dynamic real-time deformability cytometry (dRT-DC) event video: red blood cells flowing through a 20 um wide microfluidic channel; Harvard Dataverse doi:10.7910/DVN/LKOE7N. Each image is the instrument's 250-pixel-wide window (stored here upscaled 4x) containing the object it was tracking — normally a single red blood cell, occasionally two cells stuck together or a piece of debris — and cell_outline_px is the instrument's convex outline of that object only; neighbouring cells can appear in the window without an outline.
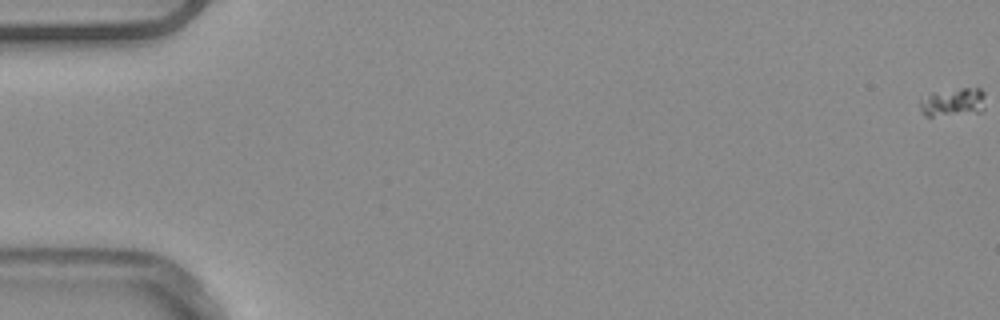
{"species": "common noctule bat (a hibernating species)", "species_latin": "Nyctalus noctula", "temperature_condition": "warm", "stored_images_in_passage": 14, "camera_frame_rate_fps": 3000, "um_per_image_px": 0.085, "animal": {"sex": "male", "body_mass_g": 20.4}, "frame": {"image": 1, "passage_image": 1, "time_ms": 0.0, "image_size_px": [1000, 320], "cell_outline_px": [[984, 108], [980, 112], [932, 116], [924, 116], [920, 108], [920, 100], [932, 92], [960, 88], [980, 88], [984, 92]], "centroid_in_image_um": [81.01, 8.67], "position_along_channel_um": 4.0, "area_um2": 10.81}}